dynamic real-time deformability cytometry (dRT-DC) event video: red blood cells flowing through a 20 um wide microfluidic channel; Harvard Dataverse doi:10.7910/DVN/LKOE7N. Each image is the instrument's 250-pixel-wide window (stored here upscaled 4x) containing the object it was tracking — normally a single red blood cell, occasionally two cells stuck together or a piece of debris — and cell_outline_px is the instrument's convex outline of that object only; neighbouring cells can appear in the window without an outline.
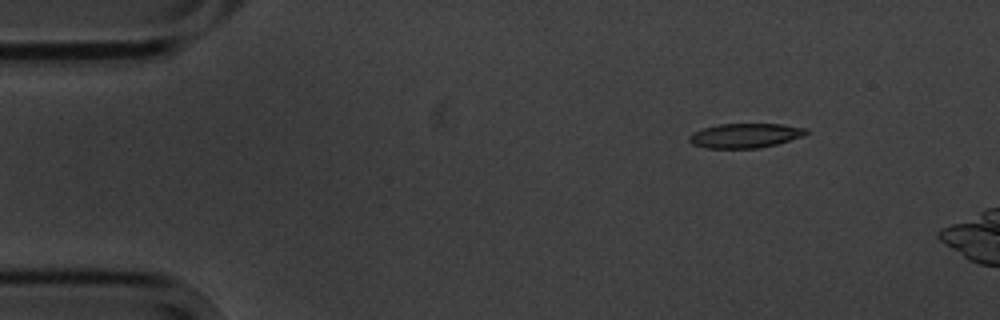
{"species": "common noctule bat (a hibernating species)", "species_latin": "Nyctalus noctula", "temperature_condition": "cold", "stored_images_in_passage": 3, "camera_frame_rate_fps": 3000, "um_per_image_px": 0.085, "animal": {"sex": "male", "body_mass_g": 20.1, "forearm_length_mm": 53.5}, "frame": {"image": 1, "passage_image": 1, "time_ms": 0.0, "image_size_px": [1000, 320], "cell_outline_px": [[808, 132], [800, 136], [776, 144], [756, 148], [704, 148], [692, 144], [688, 140], [688, 136], [692, 132], [704, 128], [720, 124], [780, 124], [808, 128]], "centroid_in_image_um": [63.28, 11.52], "position_along_channel_um": 21.7, "area_um2": 16.53}}